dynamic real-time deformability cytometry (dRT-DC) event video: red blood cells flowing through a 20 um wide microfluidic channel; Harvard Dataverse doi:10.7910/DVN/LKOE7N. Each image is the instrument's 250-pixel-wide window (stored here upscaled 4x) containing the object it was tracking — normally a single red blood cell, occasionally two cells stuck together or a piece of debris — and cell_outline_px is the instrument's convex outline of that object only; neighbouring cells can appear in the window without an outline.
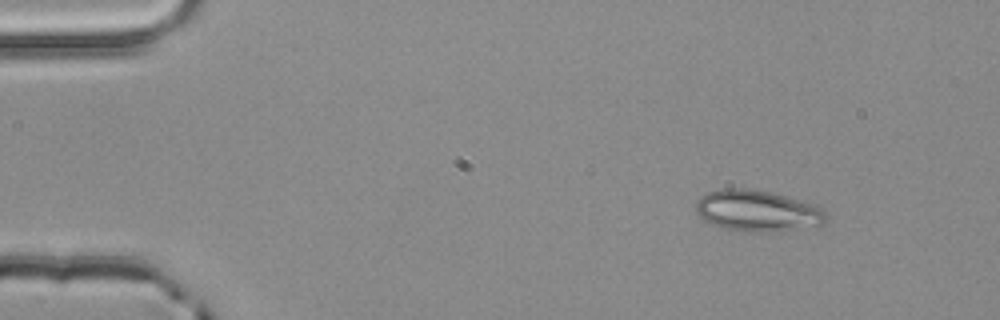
{"species": "common noctule bat (a hibernating species)", "species_latin": "Nyctalus noctula", "temperature_condition": "room temperature", "stored_images_in_passage": 3, "camera_frame_rate_fps": 3000, "um_per_image_px": 0.085, "animal": {"sex": "male", "body_mass_g": 20.4}, "frame": {"image": 1, "passage_image": 1, "time_ms": 0.0, "image_size_px": [1000, 320], "cell_outline_px": [[824, 220], [820, 224], [780, 228], [724, 228], [712, 224], [704, 220], [696, 212], [696, 200], [708, 192], [724, 188], [748, 188], [768, 192], [784, 196], [812, 204], [820, 208], [824, 212]], "centroid_in_image_um": [64.24, 17.83], "position_along_channel_um": 20.8, "area_um2": 29.02}}